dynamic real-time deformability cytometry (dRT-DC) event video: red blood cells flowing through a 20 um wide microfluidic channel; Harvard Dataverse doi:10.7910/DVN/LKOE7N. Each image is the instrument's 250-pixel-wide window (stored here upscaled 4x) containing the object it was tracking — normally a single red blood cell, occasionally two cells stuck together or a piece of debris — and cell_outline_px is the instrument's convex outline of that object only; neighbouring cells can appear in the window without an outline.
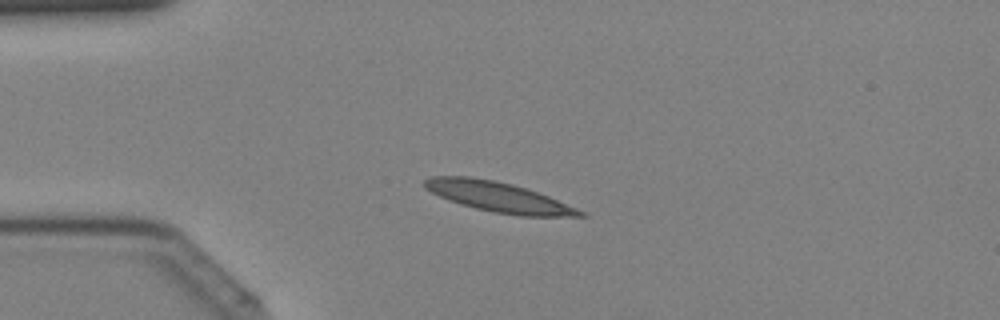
{"species": "Egyptian fruit bat (a non-hibernating species)", "species_latin": "Rousettus aegyptiacus", "temperature_condition": "cold", "stored_images_in_passage": 42, "camera_frame_rate_fps": 3000, "um_per_image_px": 0.085, "animal": {"sex": "female"}, "frame": {"image": 1, "passage_image": 10, "time_ms": 3.0, "image_size_px": [1000, 320], "cell_outline_px": [[588, 216], [520, 216], [496, 212], [476, 208], [460, 204], [448, 200], [424, 188], [424, 180], [432, 176], [468, 176], [492, 180], [512, 184], [548, 196], [576, 208], [584, 212]], "centroid_in_image_um": [42.33, 16.74], "position_along_channel_um": 42.7, "area_um2": 26.7}}
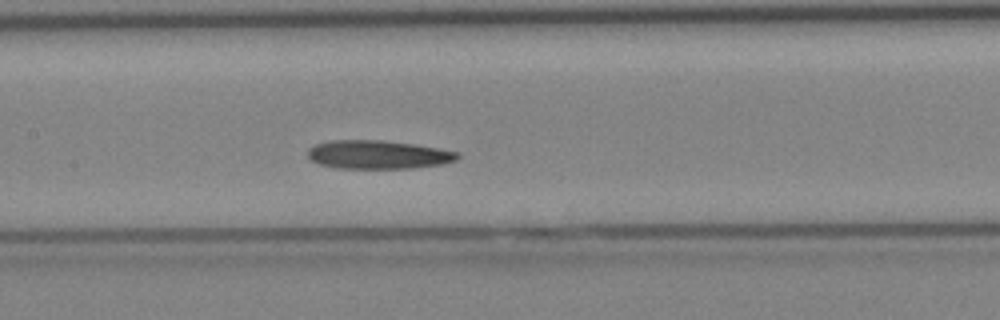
{"frame": {"image": 2, "passage_image": 20, "time_ms": 6.333, "image_size_px": [1000, 320], "cell_outline_px": [[460, 156], [456, 160], [440, 164], [412, 168], [336, 168], [320, 164], [312, 160], [308, 156], [308, 148], [316, 144], [328, 140], [384, 140], [416, 144], [440, 148], [460, 152]], "centroid_in_image_um": [32.15, 13.13], "position_along_channel_um": 175.2, "area_um2": 25.03}}
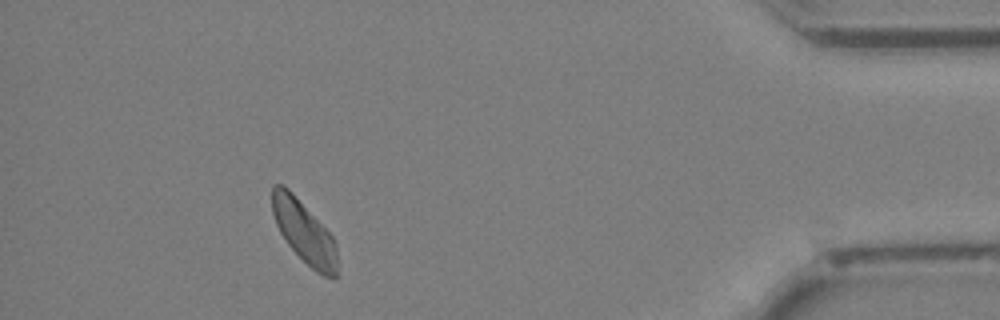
{"frame": {"image": 3, "passage_image": 38, "time_ms": 12.333, "image_size_px": [1000, 320], "cell_outline_px": [[336, 276], [324, 276], [316, 272], [288, 244], [280, 232], [276, 224], [272, 212], [272, 184], [284, 184], [292, 192], [332, 236], [336, 244]], "centroid_in_image_um": [25.81, 19.67], "position_along_channel_um": 409.4, "area_um2": 23.0}}